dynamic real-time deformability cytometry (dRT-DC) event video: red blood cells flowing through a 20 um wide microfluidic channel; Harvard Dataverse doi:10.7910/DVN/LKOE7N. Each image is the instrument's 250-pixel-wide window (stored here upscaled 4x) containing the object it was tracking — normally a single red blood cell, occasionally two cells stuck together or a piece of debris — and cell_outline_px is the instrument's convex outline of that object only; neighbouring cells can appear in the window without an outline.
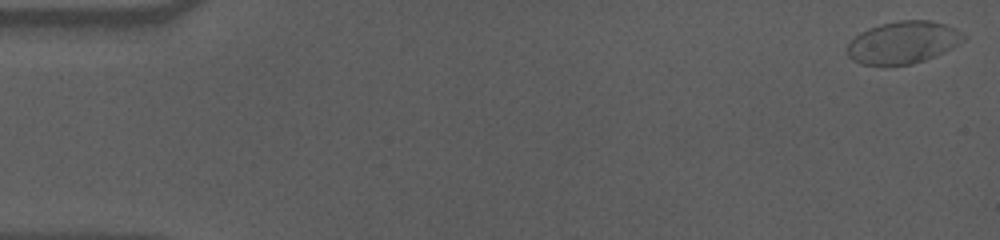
{"species": "human", "species_latin": "Homo sapiens", "temperature_condition": "cold", "stored_images_in_passage": 58, "camera_frame_rate_fps": 3000, "um_per_image_px": 0.085, "donor": {"sex": "male"}, "frame": {"image": 1, "passage_image": 1, "time_ms": 0.0, "image_size_px": [1000, 240], "cell_outline_px": [[968, 36], [964, 40], [952, 48], [936, 56], [912, 64], [860, 64], [852, 60], [848, 56], [848, 44], [860, 32], [868, 28], [880, 24], [900, 20], [928, 20], [944, 24], [956, 28]], "centroid_in_image_um": [76.79, 3.59], "position_along_channel_um": 8.2, "area_um2": 28.55}}
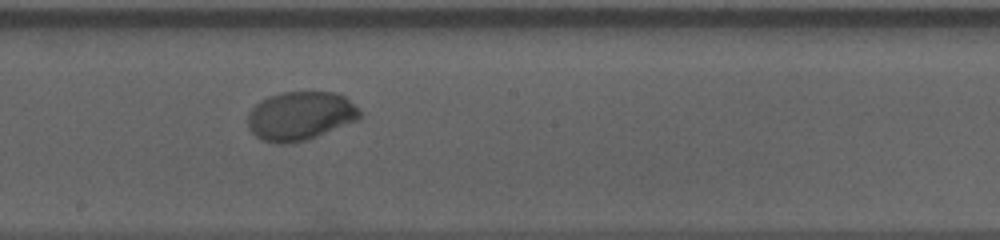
{"frame": {"image": 2, "passage_image": 32, "time_ms": 10.333, "image_size_px": [1000, 240], "cell_outline_px": [[360, 120], [308, 140], [288, 144], [276, 144], [260, 140], [248, 128], [248, 116], [252, 108], [260, 100], [268, 96], [280, 92], [336, 92], [344, 96], [360, 108]], "centroid_in_image_um": [25.54, 9.87], "position_along_channel_um": 222.7, "area_um2": 32.37}}
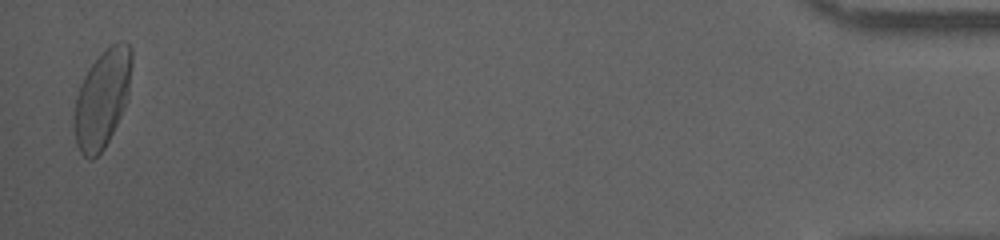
{"frame": {"image": 3, "passage_image": 57, "time_ms": 18.667, "image_size_px": [1000, 240], "cell_outline_px": [[132, 60], [128, 100], [104, 148], [92, 160], [88, 160], [80, 152], [76, 144], [72, 124], [76, 96], [80, 84], [88, 68], [112, 44], [120, 40], [124, 40], [132, 48]], "centroid_in_image_um": [8.67, 8.4], "position_along_channel_um": 426.5, "area_um2": 32.95}, "authors_computed_cell_mechanics": {"area_um2": 31.3276, "velocity_mm_per_s": 3.5207, "shape_relaxation_time_tau1_ms": 2.9149, "shape_relaxation_time_tau2_ms": null, "deformation_change_tau1": 0.1323, "deformation_change_tau2": null}}